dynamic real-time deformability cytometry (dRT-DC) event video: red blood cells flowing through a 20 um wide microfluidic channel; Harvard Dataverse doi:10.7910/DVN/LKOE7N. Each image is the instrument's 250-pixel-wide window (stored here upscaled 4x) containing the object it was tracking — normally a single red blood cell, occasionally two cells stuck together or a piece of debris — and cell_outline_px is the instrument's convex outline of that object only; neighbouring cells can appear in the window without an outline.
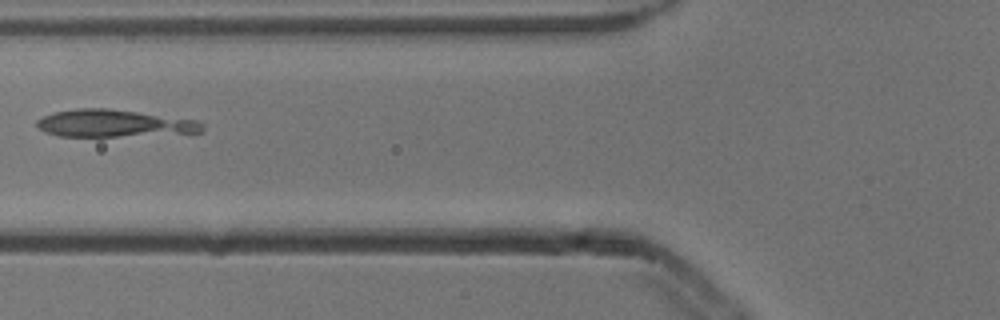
{"species": "common noctule bat (a hibernating species)", "species_latin": "Nyctalus noctula", "temperature_condition": "cold", "stored_images_in_passage": 3, "camera_frame_rate_fps": 3000, "um_per_image_px": 0.085, "animal": {"sex": "male", "body_mass_g": 13.3}, "frame": {"image": 1, "passage_image": 3, "time_ms": 0.667, "image_size_px": [1000, 320], "cell_outline_px": [[204, 132], [116, 136], [60, 136], [44, 132], [36, 128], [36, 120], [44, 116], [56, 112], [76, 108], [108, 108], [196, 120], [204, 124]], "centroid_in_image_um": [9.65, 10.49], "position_along_channel_um": 116.1, "area_um2": 26.13}}